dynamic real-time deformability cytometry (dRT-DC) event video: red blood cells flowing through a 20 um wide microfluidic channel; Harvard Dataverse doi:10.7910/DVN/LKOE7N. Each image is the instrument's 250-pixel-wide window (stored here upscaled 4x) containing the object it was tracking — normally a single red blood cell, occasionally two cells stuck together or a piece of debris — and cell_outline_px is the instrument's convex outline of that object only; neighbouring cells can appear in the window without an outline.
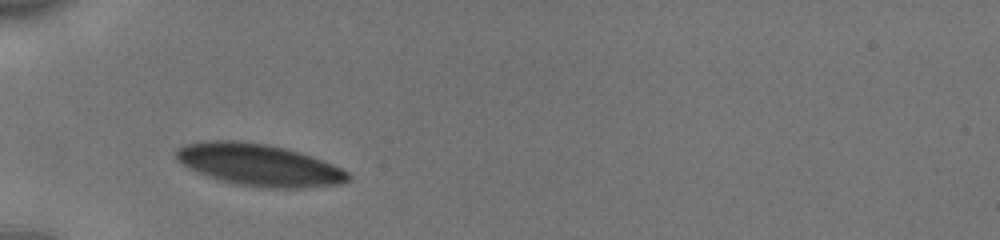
{"species": "human", "species_latin": "Homo sapiens", "temperature_condition": "cold", "stored_images_in_passage": 30, "camera_frame_rate_fps": 3000, "um_per_image_px": 0.085, "donor": {"sex": "male"}, "frame": {"image": 1, "passage_image": 1, "time_ms": 0.0, "image_size_px": [1000, 240], "cell_outline_px": [[352, 176], [344, 184], [304, 188], [260, 188], [236, 184], [220, 180], [208, 176], [188, 168], [176, 160], [176, 148], [184, 144], [200, 140], [240, 140], [268, 144], [300, 152], [324, 160], [348, 172]], "centroid_in_image_um": [22.0, 14.01], "position_along_channel_um": 63.0, "area_um2": 42.6}}
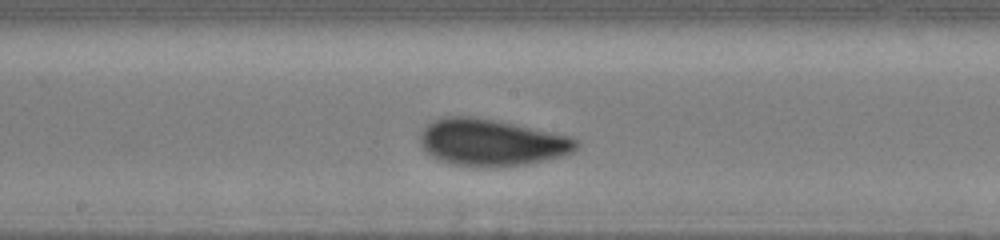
{"frame": {"image": 2, "passage_image": 13, "time_ms": 4.0, "image_size_px": [1000, 240], "cell_outline_px": [[580, 144], [572, 152], [564, 156], [528, 164], [496, 168], [476, 168], [452, 164], [440, 160], [432, 156], [420, 144], [420, 136], [424, 128], [432, 120], [440, 116], [472, 116], [496, 120], [568, 136], [580, 140]], "centroid_in_image_um": [41.78, 12.13], "position_along_channel_um": 206.4, "area_um2": 43.06}}
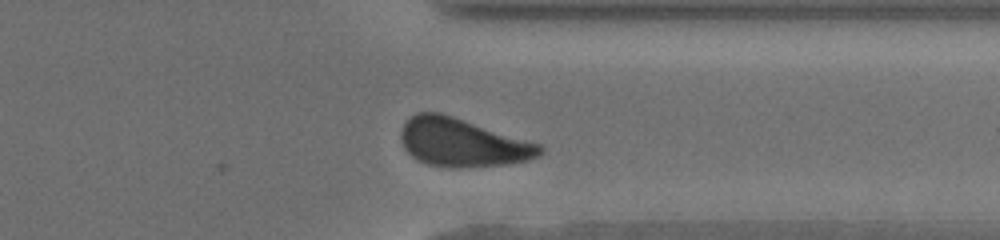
{"frame": {"image": 3, "passage_image": 26, "time_ms": 8.333, "image_size_px": [1000, 240], "cell_outline_px": [[544, 152], [540, 156], [528, 160], [508, 164], [456, 168], [448, 168], [428, 164], [416, 160], [404, 148], [400, 136], [400, 132], [404, 124], [416, 112], [440, 112], [540, 144], [544, 148]], "centroid_in_image_um": [39.3, 12.13], "position_along_channel_um": 372.1, "area_um2": 39.07}, "authors_computed_cell_mechanics": {"area_um2": 41.9917, "velocity_mm_per_s": 3.8234, "shape_relaxation_time_tau1_ms": 2.1101, "shape_relaxation_time_tau2_ms": null, "deformation_change_tau1": 0.101, "deformation_change_tau2": null}}